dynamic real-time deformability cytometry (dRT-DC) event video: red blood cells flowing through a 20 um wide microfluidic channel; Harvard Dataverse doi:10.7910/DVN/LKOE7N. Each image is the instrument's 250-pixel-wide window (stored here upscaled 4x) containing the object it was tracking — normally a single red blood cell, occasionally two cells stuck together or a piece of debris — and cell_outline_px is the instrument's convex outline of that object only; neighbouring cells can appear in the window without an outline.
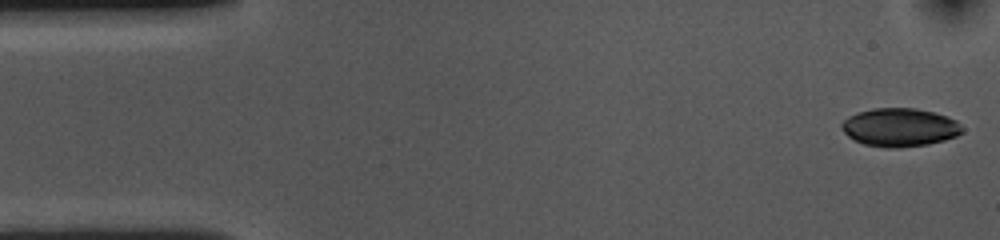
{"species": "common noctule bat (a hibernating species)", "species_latin": "Nyctalus noctula", "temperature_condition": "cold", "stored_images_in_passage": 53, "camera_frame_rate_fps": 3000, "um_per_image_px": 0.085, "animal": {"sex": "female", "body_mass_g": 10.0, "forearm_length_mm": 53.1}, "frame": {"image": 1, "passage_image": 1, "time_ms": 0.0, "image_size_px": [1000, 240], "cell_outline_px": [[964, 132], [956, 136], [944, 140], [928, 144], [900, 148], [888, 148], [864, 144], [848, 136], [840, 128], [840, 124], [848, 116], [856, 112], [872, 108], [916, 108], [936, 112], [956, 120], [964, 128]], "centroid_in_image_um": [76.49, 10.82], "position_along_channel_um": 8.5, "area_um2": 27.22}}
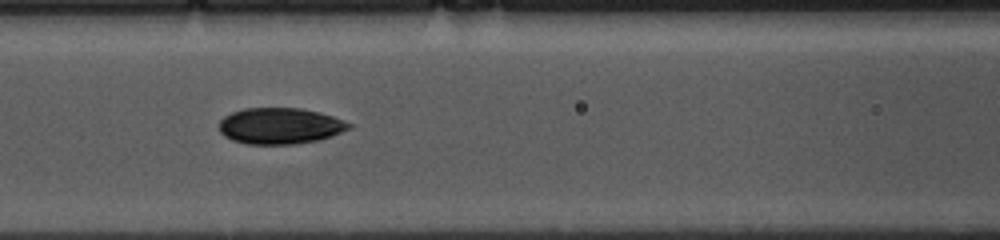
{"frame": {"image": 2, "passage_image": 21, "time_ms": 6.667, "image_size_px": [1000, 240], "cell_outline_px": [[352, 128], [332, 136], [316, 140], [296, 144], [244, 144], [232, 140], [224, 136], [220, 132], [220, 120], [224, 116], [232, 112], [244, 108], [300, 108], [320, 112], [344, 120], [352, 124]], "centroid_in_image_um": [23.81, 10.7], "position_along_channel_um": 142.8, "area_um2": 27.51}}
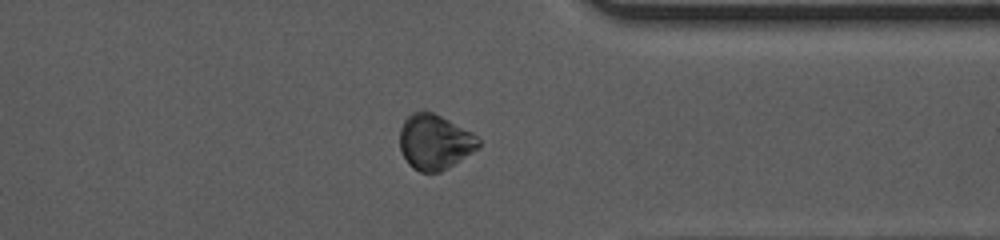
{"frame": {"image": 3, "passage_image": 41, "time_ms": 13.333, "image_size_px": [1000, 240], "cell_outline_px": [[480, 148], [448, 168], [440, 172], [420, 172], [412, 168], [408, 164], [400, 148], [400, 128], [404, 120], [412, 112], [424, 108], [472, 132], [480, 140]], "centroid_in_image_um": [36.94, 12.06], "position_along_channel_um": 374.5, "area_um2": 25.55}, "authors_computed_cell_mechanics": {"area_um2": 27.2238, "velocity_mm_per_s": 3.5934, "shape_relaxation_time_tau1_ms": 3.0619, "shape_relaxation_time_tau2_ms": null, "deformation_change_tau1": 0.0589, "deformation_change_tau2": null}}